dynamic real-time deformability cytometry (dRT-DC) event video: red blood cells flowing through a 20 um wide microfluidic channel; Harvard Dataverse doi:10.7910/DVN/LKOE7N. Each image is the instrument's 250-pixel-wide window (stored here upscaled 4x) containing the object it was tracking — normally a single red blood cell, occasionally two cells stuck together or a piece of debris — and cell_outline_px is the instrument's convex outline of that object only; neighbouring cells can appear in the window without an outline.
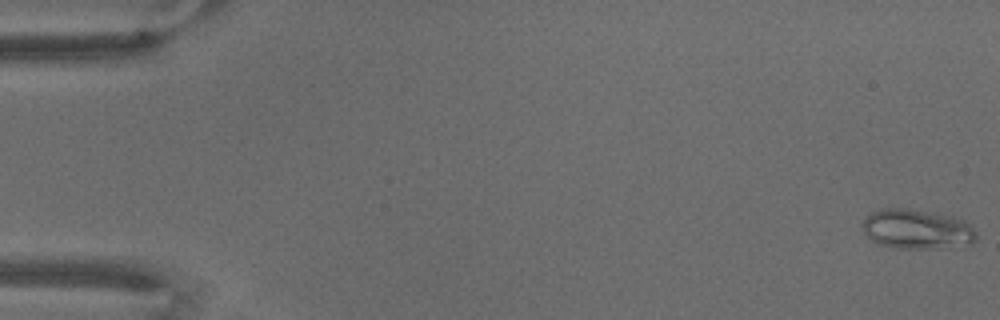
{"species": "common noctule bat (a hibernating species)", "species_latin": "Nyctalus noctula", "temperature_condition": "warm", "stored_images_in_passage": 71, "camera_frame_rate_fps": 3000, "um_per_image_px": 0.085, "animal": {"sex": "male", "body_mass_g": 18.8}, "frame": {"image": 1, "passage_image": 1, "time_ms": 0.0, "image_size_px": [1000, 320], "cell_outline_px": [[976, 240], [972, 244], [940, 248], [896, 248], [876, 244], [864, 232], [860, 224], [872, 212], [880, 208], [900, 208], [936, 212], [952, 216], [964, 220], [976, 232]], "centroid_in_image_um": [77.93, 19.48], "position_along_channel_um": 7.1, "area_um2": 26.53}}
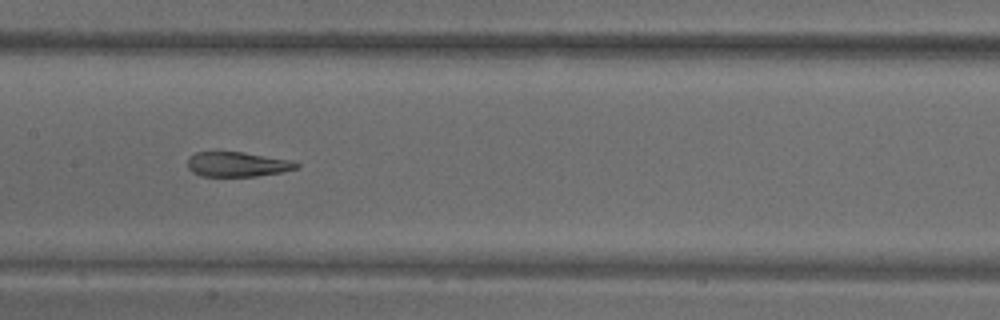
{"frame": {"image": 2, "passage_image": 36, "time_ms": 11.667, "image_size_px": [1000, 320], "cell_outline_px": [[300, 168], [280, 172], [256, 176], [200, 176], [192, 172], [188, 168], [188, 160], [196, 152], [244, 152], [292, 160], [300, 164]], "centroid_in_image_um": [20.21, 13.97], "position_along_channel_um": 187.2, "area_um2": 15.72}}
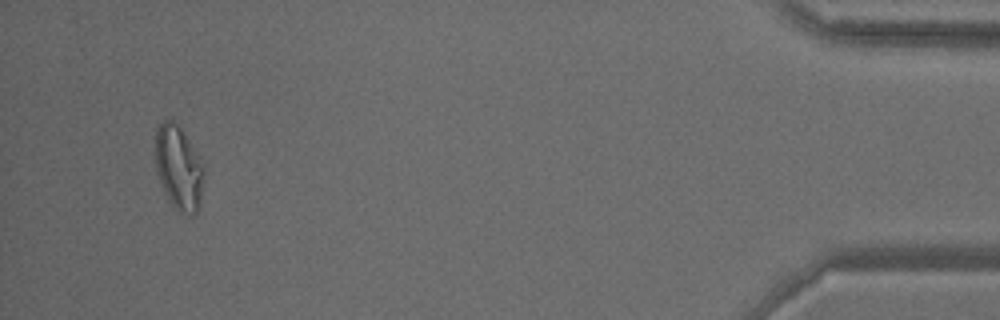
{"frame": {"image": 3, "passage_image": 68, "time_ms": 22.333, "image_size_px": [1000, 320], "cell_outline_px": [[204, 176], [200, 208], [192, 216], [188, 216], [180, 212], [168, 200], [164, 192], [152, 160], [156, 128], [164, 120], [172, 120], [184, 132], [200, 156], [204, 168]], "centroid_in_image_um": [15.17, 14.26], "position_along_channel_um": 420.0, "area_um2": 24.68}}